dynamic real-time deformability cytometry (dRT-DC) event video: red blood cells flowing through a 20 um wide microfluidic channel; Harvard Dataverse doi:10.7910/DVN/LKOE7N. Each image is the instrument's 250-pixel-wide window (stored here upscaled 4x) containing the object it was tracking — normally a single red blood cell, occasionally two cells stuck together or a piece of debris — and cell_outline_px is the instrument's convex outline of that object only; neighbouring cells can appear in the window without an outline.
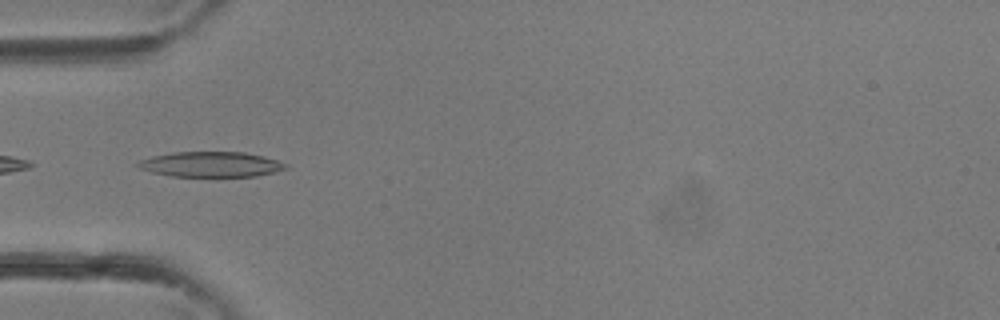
{"species": "common noctule bat (a hibernating species)", "species_latin": "Nyctalus noctula", "temperature_condition": "room temperature", "stored_images_in_passage": 29, "camera_frame_rate_fps": 3000, "um_per_image_px": 0.085, "animal": {"sex": "female"}, "frame": {"image": 1, "passage_image": 11, "time_ms": 3.333, "image_size_px": [1000, 320], "cell_outline_px": [[288, 168], [256, 176], [172, 176], [152, 172], [140, 168], [136, 164], [140, 160], [152, 156], [172, 152], [244, 152], [264, 156], [288, 164]], "centroid_in_image_um": [17.93, 13.96], "position_along_channel_um": 67.1, "area_um2": 21.56}}
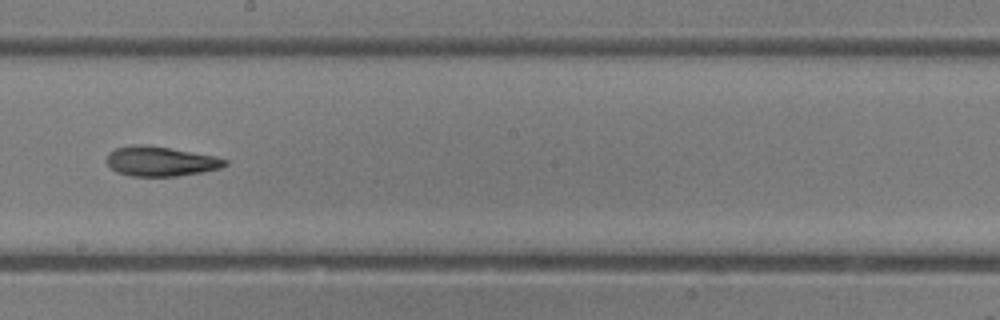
{"frame": {"image": 2, "passage_image": 20, "time_ms": 6.333, "image_size_px": [1000, 320], "cell_outline_px": [[228, 164], [220, 168], [200, 172], [176, 176], [128, 176], [116, 172], [108, 164], [108, 152], [116, 148], [132, 144], [148, 144], [216, 156], [228, 160]], "centroid_in_image_um": [13.64, 13.7], "position_along_channel_um": 234.6, "area_um2": 20.58}}
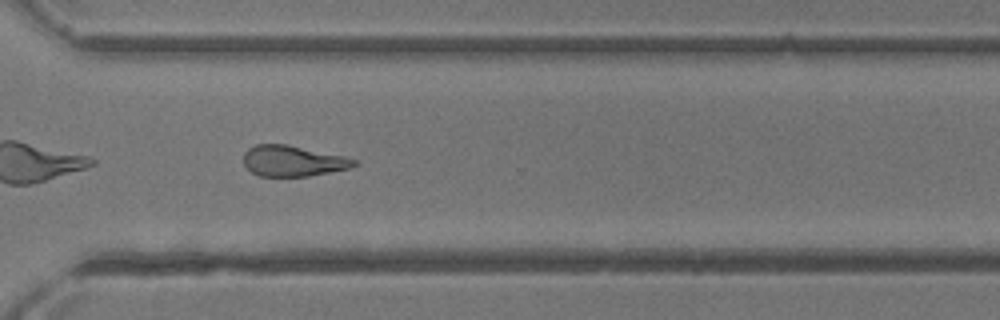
{"frame": {"image": 3, "passage_image": 26, "time_ms": 8.333, "image_size_px": [1000, 320], "cell_outline_px": [[360, 164], [352, 168], [308, 176], [260, 176], [252, 172], [244, 164], [244, 152], [248, 148], [256, 144], [288, 144], [344, 156], [356, 160]], "centroid_in_image_um": [24.93, 13.67], "position_along_channel_um": 345.7, "area_um2": 19.94}}